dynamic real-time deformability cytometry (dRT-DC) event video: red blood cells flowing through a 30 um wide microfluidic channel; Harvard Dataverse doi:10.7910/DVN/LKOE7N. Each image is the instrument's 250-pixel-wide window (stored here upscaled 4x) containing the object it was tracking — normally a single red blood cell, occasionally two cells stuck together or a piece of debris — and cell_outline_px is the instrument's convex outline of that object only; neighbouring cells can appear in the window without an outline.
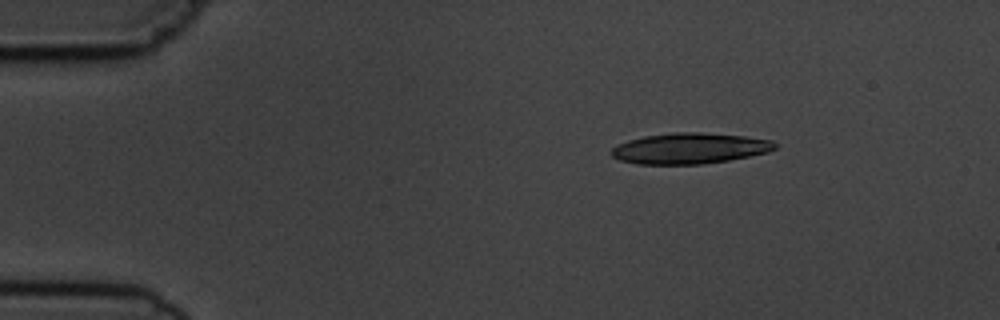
{"species": "common noctule bat (a hibernating species)", "species_latin": "Nyctalus noctula", "temperature_condition": "cold", "stored_images_in_passage": 5, "camera_frame_rate_fps": 3000, "um_per_image_px": 0.085, "animal": {"sex": "male", "body_mass_g": 19.5, "forearm_length_mm": 54.6}, "frame": {"image": 1, "passage_image": 3, "time_ms": 2.333, "image_size_px": [1000, 320], "cell_outline_px": [[776, 148], [768, 152], [728, 160], [700, 164], [636, 164], [620, 160], [612, 156], [608, 152], [612, 148], [628, 140], [644, 136], [676, 132], [700, 132], [744, 136], [772, 140], [776, 144]], "centroid_in_image_um": [58.6, 12.61], "position_along_channel_um": 26.4, "area_um2": 29.25}}